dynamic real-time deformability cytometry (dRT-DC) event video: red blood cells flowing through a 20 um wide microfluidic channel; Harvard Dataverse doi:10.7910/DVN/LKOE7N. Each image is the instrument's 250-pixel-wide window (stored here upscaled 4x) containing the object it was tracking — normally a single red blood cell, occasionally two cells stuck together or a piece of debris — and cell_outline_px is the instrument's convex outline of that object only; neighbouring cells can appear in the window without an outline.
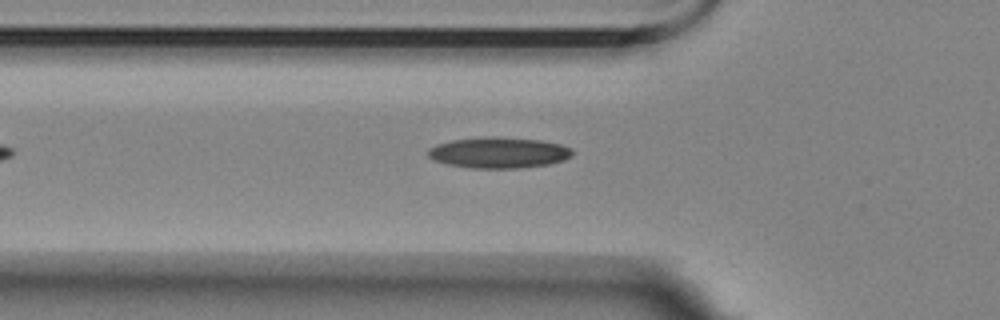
{"species": "Egyptian fruit bat (a non-hibernating species)", "species_latin": "Rousettus aegyptiacus", "temperature_condition": "room temperature", "stored_images_in_passage": 30, "camera_frame_rate_fps": 3000, "um_per_image_px": 0.085, "animal": {"sex": "female"}, "frame": {"image": 1, "passage_image": 8, "time_ms": 2.333, "image_size_px": [1000, 320], "cell_outline_px": [[572, 156], [564, 160], [548, 164], [520, 168], [472, 168], [448, 164], [432, 160], [428, 156], [428, 148], [436, 144], [452, 140], [484, 136], [496, 136], [540, 140], [560, 144], [572, 148]], "centroid_in_image_um": [42.37, 12.96], "position_along_channel_um": 83.4, "area_um2": 26.18}}
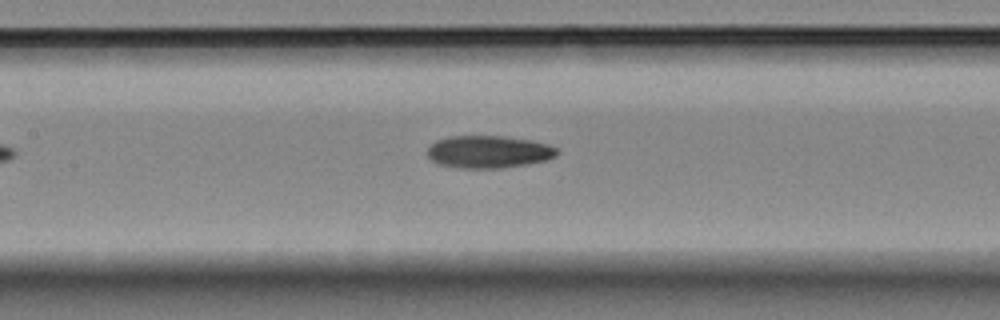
{"frame": {"image": 2, "passage_image": 15, "time_ms": 4.667, "image_size_px": [1000, 320], "cell_outline_px": [[560, 152], [556, 156], [548, 160], [500, 168], [460, 168], [440, 164], [432, 160], [428, 156], [428, 148], [436, 140], [448, 136], [500, 136], [532, 140], [548, 144], [556, 148]], "centroid_in_image_um": [41.55, 12.9], "position_along_channel_um": 165.8, "area_um2": 24.45}}
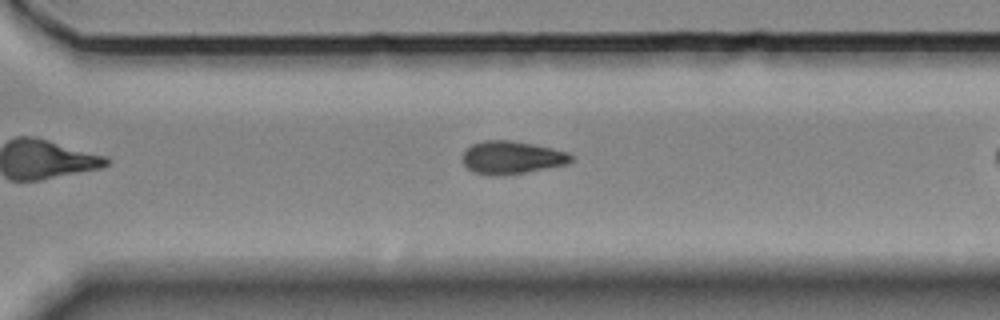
{"frame": {"image": 3, "passage_image": 25, "time_ms": 8.0, "image_size_px": [1000, 320], "cell_outline_px": [[572, 160], [568, 164], [524, 172], [500, 176], [492, 176], [472, 172], [464, 164], [464, 152], [472, 144], [484, 140], [512, 140], [552, 148], [568, 152], [572, 156]], "centroid_in_image_um": [43.5, 13.39], "position_along_channel_um": 327.1, "area_um2": 20.69}}